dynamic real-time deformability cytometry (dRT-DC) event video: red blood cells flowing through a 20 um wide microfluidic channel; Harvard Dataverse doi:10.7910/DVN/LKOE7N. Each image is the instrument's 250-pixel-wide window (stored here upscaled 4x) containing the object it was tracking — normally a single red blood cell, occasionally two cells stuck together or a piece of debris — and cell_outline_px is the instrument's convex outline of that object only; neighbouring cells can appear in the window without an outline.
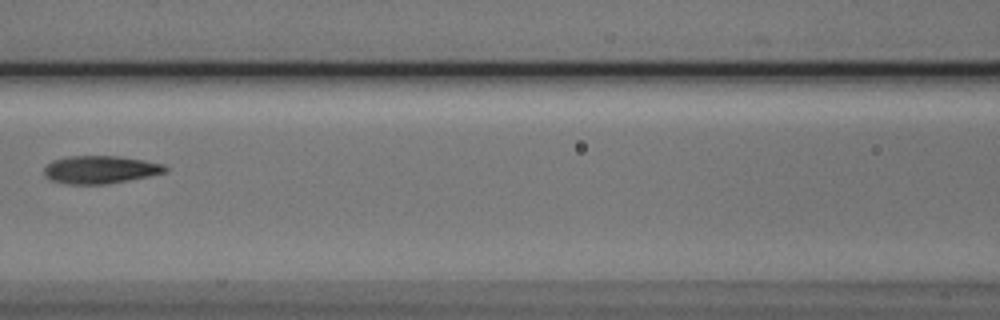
{"species": "Egyptian fruit bat (a non-hibernating species)", "species_latin": "Rousettus aegyptiacus", "temperature_condition": "cold", "stored_images_in_passage": 5, "camera_frame_rate_fps": 3000, "um_per_image_px": 0.085, "animal": {"sex": "male"}, "frame": {"image": 1, "passage_image": 3, "time_ms": 2.333, "image_size_px": [1000, 320], "cell_outline_px": [[168, 168], [164, 172], [148, 176], [128, 180], [104, 184], [64, 184], [52, 180], [44, 176], [44, 168], [52, 160], [68, 156], [116, 156], [144, 160], [164, 164]], "centroid_in_image_um": [8.49, 14.41], "position_along_channel_um": 158.1, "area_um2": 19.54}}
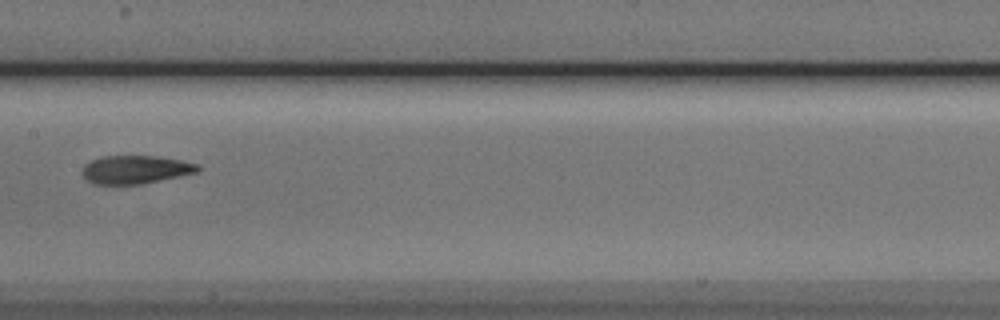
{"frame": {"image": 2, "passage_image": 4, "time_ms": 3.333, "image_size_px": [1000, 320], "cell_outline_px": [[200, 168], [196, 172], [140, 184], [92, 184], [80, 172], [84, 164], [100, 156], [156, 156], [180, 160], [200, 164]], "centroid_in_image_um": [11.46, 14.4], "position_along_channel_um": 195.9, "area_um2": 18.9}}
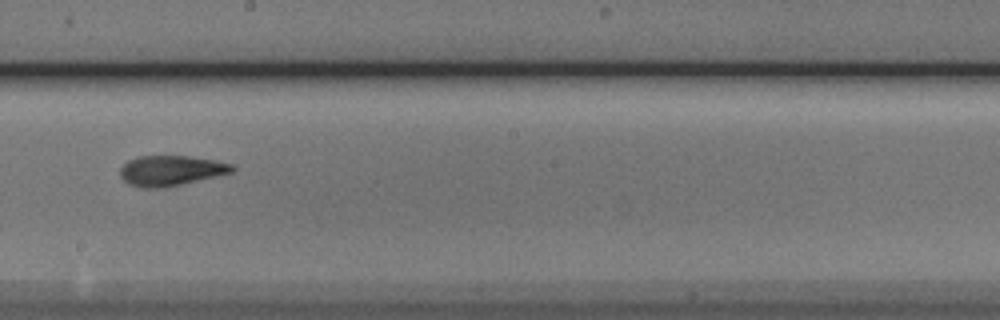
{"frame": {"image": 3, "passage_image": 5, "time_ms": 4.333, "image_size_px": [1000, 320], "cell_outline_px": [[236, 168], [232, 172], [216, 176], [164, 188], [140, 188], [128, 184], [120, 176], [120, 168], [128, 160], [136, 156], [188, 156], [216, 160], [232, 164]], "centroid_in_image_um": [14.5, 14.5], "position_along_channel_um": 233.7, "area_um2": 19.83}}